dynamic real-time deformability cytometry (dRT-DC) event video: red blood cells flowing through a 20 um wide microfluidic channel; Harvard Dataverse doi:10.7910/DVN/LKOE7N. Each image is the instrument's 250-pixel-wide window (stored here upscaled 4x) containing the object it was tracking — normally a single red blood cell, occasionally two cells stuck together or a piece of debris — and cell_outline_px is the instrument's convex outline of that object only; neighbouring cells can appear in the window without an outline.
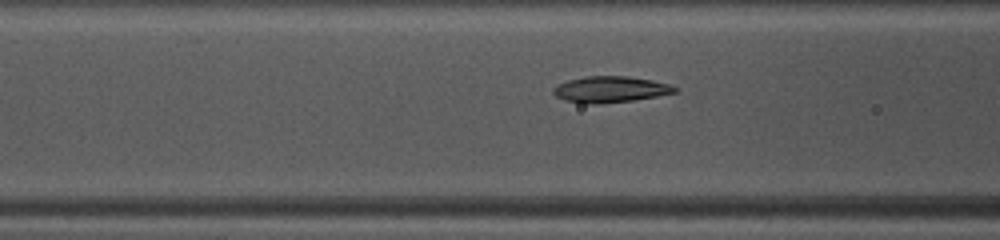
{"species": "common noctule bat (a hibernating species)", "species_latin": "Nyctalus noctula", "temperature_condition": "warm", "stored_images_in_passage": 47, "camera_frame_rate_fps": 3000, "um_per_image_px": 0.085, "animal": {"sex": "female", "body_mass_g": 10.0, "forearm_length_mm": 53.1}, "frame": {"image": 1, "passage_image": 16, "time_ms": 5.0, "image_size_px": [1000, 240], "cell_outline_px": [[676, 92], [656, 96], [632, 100], [600, 104], [592, 104], [564, 100], [556, 96], [552, 92], [552, 88], [556, 84], [568, 80], [588, 76], [628, 76], [652, 80], [668, 84], [676, 88]], "centroid_in_image_um": [51.82, 7.59], "position_along_channel_um": 114.8, "area_um2": 18.38}}
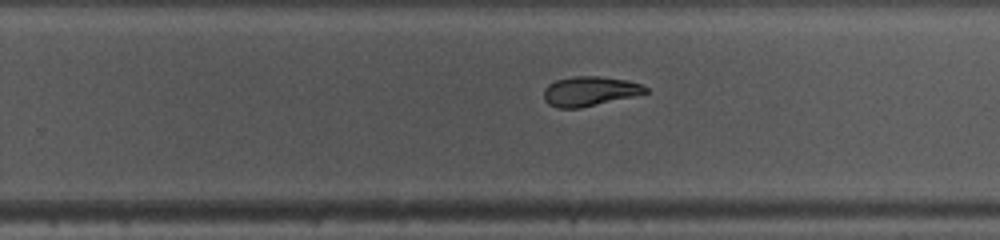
{"frame": {"image": 2, "passage_image": 28, "time_ms": 9.0, "image_size_px": [1000, 240], "cell_outline_px": [[648, 92], [632, 96], [580, 108], [556, 108], [548, 104], [544, 100], [544, 88], [548, 84], [556, 80], [572, 76], [596, 76], [624, 80], [640, 84], [648, 88]], "centroid_in_image_um": [50.06, 7.76], "position_along_channel_um": 279.7, "area_um2": 17.34}}
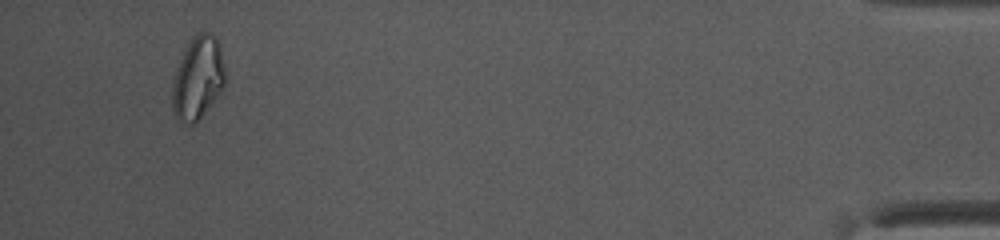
{"frame": {"image": 3, "passage_image": 44, "time_ms": 14.333, "image_size_px": [1000, 240], "cell_outline_px": [[224, 84], [220, 92], [200, 116], [192, 124], [184, 124], [176, 120], [172, 112], [172, 84], [176, 68], [192, 36], [196, 32], [212, 32], [216, 36], [220, 44], [224, 68]], "centroid_in_image_um": [16.79, 6.6], "position_along_channel_um": 418.4, "area_um2": 25.43}, "authors_computed_cell_mechanics": {"area_um2": 18.785, "velocity_mm_per_s": 4.1225, "shape_relaxation_time_tau1_ms": 3.6692, "shape_relaxation_time_tau2_ms": 2.8984, "deformation_change_tau1": 0.1647, "deformation_change_tau2": 0.0899}}